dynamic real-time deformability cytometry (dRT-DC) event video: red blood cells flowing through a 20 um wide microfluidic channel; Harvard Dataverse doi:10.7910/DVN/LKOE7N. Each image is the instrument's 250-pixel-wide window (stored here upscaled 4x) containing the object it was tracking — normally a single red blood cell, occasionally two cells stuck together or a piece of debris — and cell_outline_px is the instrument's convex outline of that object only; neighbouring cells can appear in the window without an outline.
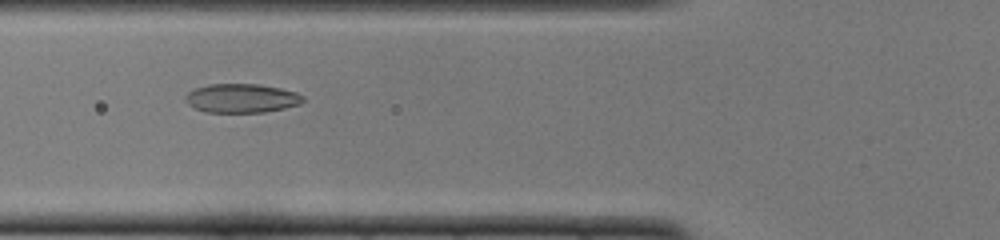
{"species": "common noctule bat (a hibernating species)", "species_latin": "Nyctalus noctula", "temperature_condition": "cold", "stored_images_in_passage": 46, "camera_frame_rate_fps": 3000, "um_per_image_px": 0.085, "animal": {"sex": "female", "body_mass_g": 22.0, "forearm_length_mm": 56.7}, "frame": {"image": 1, "passage_image": 14, "time_ms": 4.333, "image_size_px": [1000, 240], "cell_outline_px": [[304, 100], [300, 104], [284, 108], [264, 112], [204, 112], [188, 104], [184, 100], [184, 96], [188, 92], [196, 88], [208, 84], [260, 84], [280, 88], [296, 92], [304, 96]], "centroid_in_image_um": [20.53, 8.34], "position_along_channel_um": 105.3, "area_um2": 19.88}}
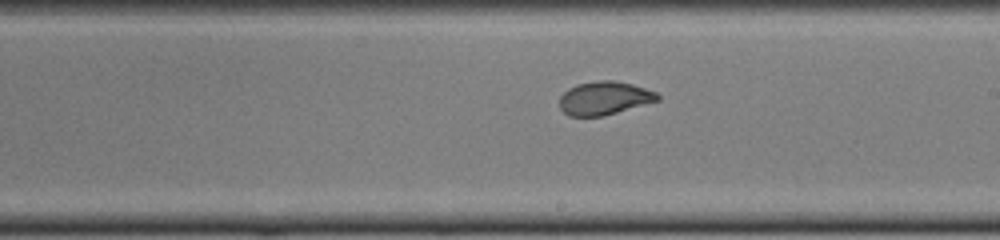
{"frame": {"image": 2, "passage_image": 24, "time_ms": 7.667, "image_size_px": [1000, 240], "cell_outline_px": [[660, 100], [616, 112], [600, 116], [568, 116], [560, 108], [560, 96], [568, 88], [576, 84], [596, 80], [612, 80], [632, 84], [656, 92], [660, 96]], "centroid_in_image_um": [51.35, 8.33], "position_along_channel_um": 237.7, "area_um2": 18.96}}
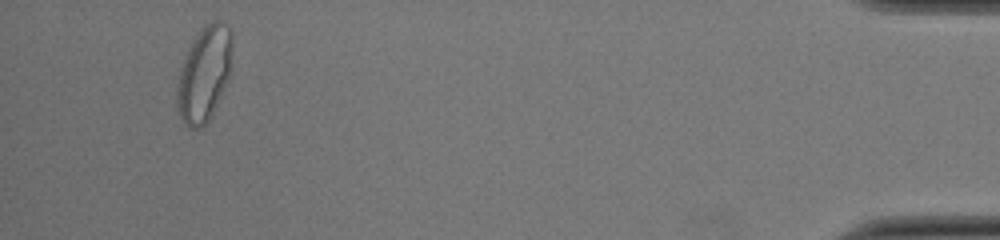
{"frame": {"image": 3, "passage_image": 43, "time_ms": 14.0, "image_size_px": [1000, 240], "cell_outline_px": [[232, 72], [208, 120], [200, 128], [188, 128], [180, 116], [176, 104], [176, 84], [180, 68], [188, 48], [192, 40], [200, 28], [204, 24], [212, 20], [220, 20], [232, 32]], "centroid_in_image_um": [17.36, 6.23], "position_along_channel_um": 417.8, "area_um2": 30.92}, "authors_computed_cell_mechanics": {"area_um2": 20.4034, "velocity_mm_per_s": 3.9827, "shape_relaxation_time_tau1_ms": 3.9946, "shape_relaxation_time_tau2_ms": 0.7651, "deformation_change_tau1": 0.162, "deformation_change_tau2": 0.0535}}